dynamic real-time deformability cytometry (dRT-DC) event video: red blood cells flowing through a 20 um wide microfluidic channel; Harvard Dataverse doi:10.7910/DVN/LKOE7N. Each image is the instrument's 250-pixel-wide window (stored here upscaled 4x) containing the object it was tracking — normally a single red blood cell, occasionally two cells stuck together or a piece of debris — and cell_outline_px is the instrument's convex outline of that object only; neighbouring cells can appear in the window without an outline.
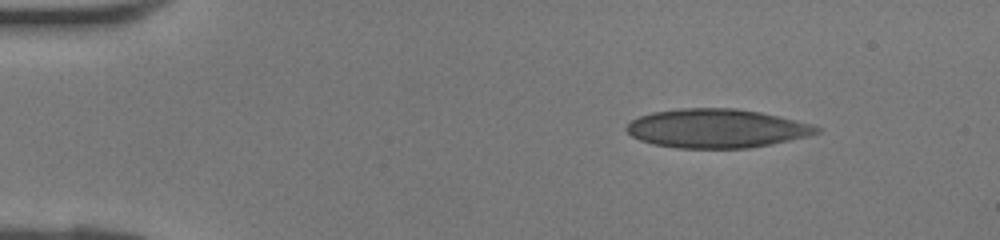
{"species": "human", "species_latin": "Homo sapiens", "temperature_condition": "room temperature", "stored_images_in_passage": 36, "camera_frame_rate_fps": 3000, "um_per_image_px": 0.085, "donor": {"sex": "female"}, "frame": {"image": 1, "passage_image": 1, "time_ms": 0.0, "image_size_px": [1000, 240], "cell_outline_px": [[820, 132], [808, 136], [772, 144], [748, 148], [676, 148], [652, 144], [640, 140], [632, 136], [624, 128], [632, 120], [640, 116], [652, 112], [680, 108], [736, 108], [760, 112], [812, 124], [820, 128]], "centroid_in_image_um": [60.89, 10.92], "position_along_channel_um": 24.1, "area_um2": 43.06}}
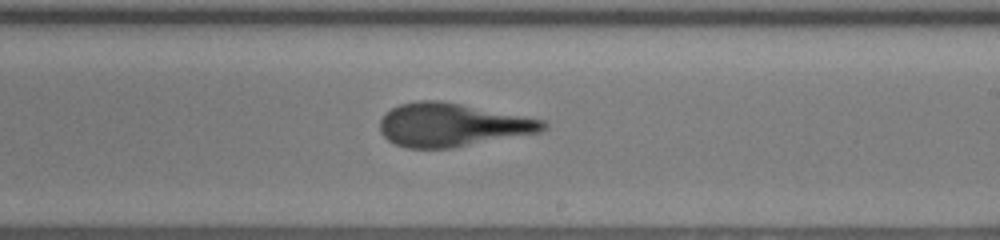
{"frame": {"image": 2, "passage_image": 20, "time_ms": 6.333, "image_size_px": [1000, 240], "cell_outline_px": [[548, 128], [540, 132], [452, 148], [408, 148], [396, 144], [388, 140], [380, 132], [380, 120], [392, 108], [400, 104], [420, 100], [440, 100], [544, 120], [548, 124]], "centroid_in_image_um": [38.43, 10.62], "position_along_channel_um": 250.6, "area_um2": 40.92}}
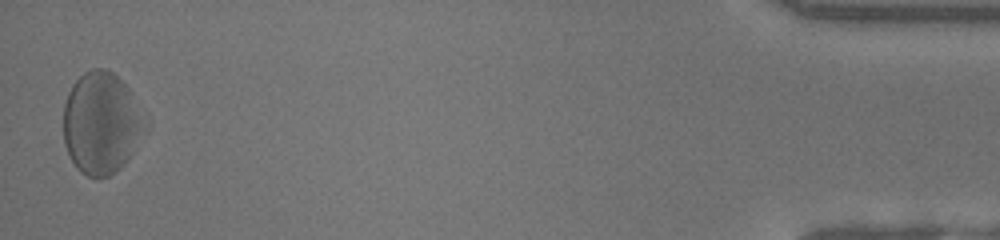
{"frame": {"image": 3, "passage_image": 36, "time_ms": 11.667, "image_size_px": [1000, 240], "cell_outline_px": [[152, 124], [128, 160], [124, 164], [108, 176], [88, 176], [80, 172], [76, 168], [64, 144], [64, 104], [68, 92], [72, 84], [84, 72], [92, 68], [104, 68], [112, 72], [128, 88]], "centroid_in_image_um": [8.67, 10.45], "position_along_channel_um": 426.5, "area_um2": 49.13}}